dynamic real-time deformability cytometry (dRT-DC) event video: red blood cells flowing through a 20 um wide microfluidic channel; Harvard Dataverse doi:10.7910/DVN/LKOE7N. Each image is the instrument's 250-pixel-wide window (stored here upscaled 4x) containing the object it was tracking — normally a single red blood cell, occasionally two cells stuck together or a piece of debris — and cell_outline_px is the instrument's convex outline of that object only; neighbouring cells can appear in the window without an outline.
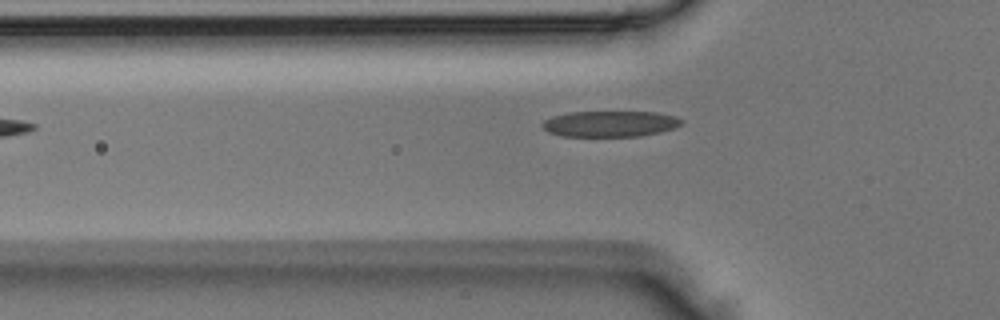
{"species": "Egyptian fruit bat (a non-hibernating species)", "species_latin": "Rousettus aegyptiacus", "temperature_condition": "room temperature", "stored_images_in_passage": 5, "camera_frame_rate_fps": 3000, "um_per_image_px": 0.085, "animal": {"sex": "male"}, "frame": {"image": 1, "passage_image": 5, "time_ms": 1.333, "image_size_px": [1000, 320], "cell_outline_px": [[684, 124], [660, 132], [640, 136], [560, 136], [548, 132], [540, 124], [544, 120], [552, 116], [568, 112], [656, 112], [676, 116], [684, 120]], "centroid_in_image_um": [51.86, 10.52], "position_along_channel_um": 73.9, "area_um2": 21.15}}